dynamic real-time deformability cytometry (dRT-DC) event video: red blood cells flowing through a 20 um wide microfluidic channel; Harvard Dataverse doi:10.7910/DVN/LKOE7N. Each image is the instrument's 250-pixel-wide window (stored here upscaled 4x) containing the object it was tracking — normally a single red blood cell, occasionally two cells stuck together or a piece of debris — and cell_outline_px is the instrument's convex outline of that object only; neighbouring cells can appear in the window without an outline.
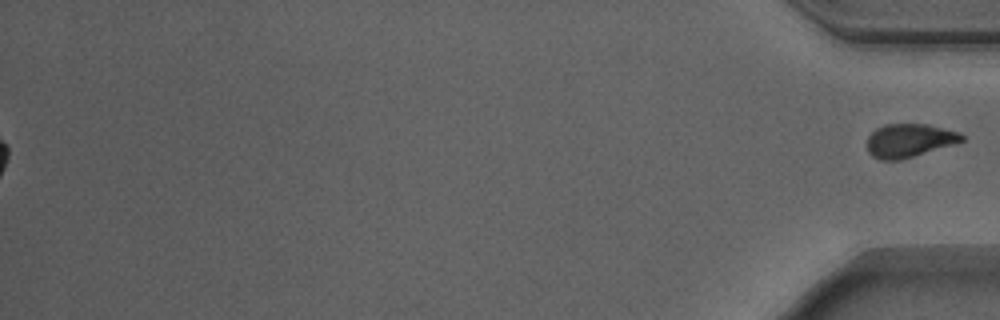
{"species": "Egyptian fruit bat (a non-hibernating species)", "species_latin": "Rousettus aegyptiacus", "temperature_condition": "warm", "stored_images_in_passage": 43, "segment_of_instrument_passage": [2, 2], "camera_frame_rate_fps": 3000, "um_per_image_px": 0.085, "animal": {"sex": "male"}, "frame": {"image": 1, "passage_image": 43, "time_ms": 14.0, "image_size_px": [1000, 320], "cell_outline_px": [[964, 140], [952, 144], [900, 160], [880, 160], [872, 156], [868, 152], [868, 136], [876, 128], [884, 124], [928, 124], [960, 132], [964, 136]], "centroid_in_image_um": [77.26, 11.93], "position_along_channel_um": 357.9, "area_um2": 18.32}}